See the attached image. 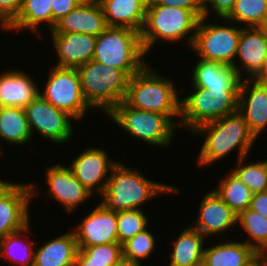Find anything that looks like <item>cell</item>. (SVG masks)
Instances as JSON below:
<instances>
[{
  "label": "cell",
  "mask_w": 267,
  "mask_h": 266,
  "mask_svg": "<svg viewBox=\"0 0 267 266\" xmlns=\"http://www.w3.org/2000/svg\"><path fill=\"white\" fill-rule=\"evenodd\" d=\"M191 133L204 137L196 158L197 164L203 167L224 160L233 151L238 152L237 160L247 157L254 143H257V138L238 111L200 125Z\"/></svg>",
  "instance_id": "6da1fadb"
},
{
  "label": "cell",
  "mask_w": 267,
  "mask_h": 266,
  "mask_svg": "<svg viewBox=\"0 0 267 266\" xmlns=\"http://www.w3.org/2000/svg\"><path fill=\"white\" fill-rule=\"evenodd\" d=\"M178 187L148 179L135 167L118 162L111 170L100 203L114 212L141 209L152 198L179 193Z\"/></svg>",
  "instance_id": "7a4b0ae2"
},
{
  "label": "cell",
  "mask_w": 267,
  "mask_h": 266,
  "mask_svg": "<svg viewBox=\"0 0 267 266\" xmlns=\"http://www.w3.org/2000/svg\"><path fill=\"white\" fill-rule=\"evenodd\" d=\"M149 65L150 63H147L139 72L130 77L124 102L138 110L164 114L179 129L182 97L179 93L180 89L175 87V80L170 79V76L167 78L157 70H152Z\"/></svg>",
  "instance_id": "3957f363"
},
{
  "label": "cell",
  "mask_w": 267,
  "mask_h": 266,
  "mask_svg": "<svg viewBox=\"0 0 267 266\" xmlns=\"http://www.w3.org/2000/svg\"><path fill=\"white\" fill-rule=\"evenodd\" d=\"M199 20L188 9L147 5L144 26L140 32L141 45L146 56L159 41L177 44L185 40L190 49Z\"/></svg>",
  "instance_id": "277c9868"
},
{
  "label": "cell",
  "mask_w": 267,
  "mask_h": 266,
  "mask_svg": "<svg viewBox=\"0 0 267 266\" xmlns=\"http://www.w3.org/2000/svg\"><path fill=\"white\" fill-rule=\"evenodd\" d=\"M83 96L92 109L107 115L124 101L130 77L121 69L91 60L77 68Z\"/></svg>",
  "instance_id": "5b68a950"
},
{
  "label": "cell",
  "mask_w": 267,
  "mask_h": 266,
  "mask_svg": "<svg viewBox=\"0 0 267 266\" xmlns=\"http://www.w3.org/2000/svg\"><path fill=\"white\" fill-rule=\"evenodd\" d=\"M146 57L138 31L108 26L96 37L92 60L121 69L131 77L147 64Z\"/></svg>",
  "instance_id": "8992f818"
},
{
  "label": "cell",
  "mask_w": 267,
  "mask_h": 266,
  "mask_svg": "<svg viewBox=\"0 0 267 266\" xmlns=\"http://www.w3.org/2000/svg\"><path fill=\"white\" fill-rule=\"evenodd\" d=\"M106 116L131 137L152 147H169L171 141L175 139L178 128L166 115L155 111L138 110L128 106L124 101Z\"/></svg>",
  "instance_id": "52a82bcc"
},
{
  "label": "cell",
  "mask_w": 267,
  "mask_h": 266,
  "mask_svg": "<svg viewBox=\"0 0 267 266\" xmlns=\"http://www.w3.org/2000/svg\"><path fill=\"white\" fill-rule=\"evenodd\" d=\"M212 18L215 21L205 16L200 18L191 49L201 59L234 65L241 27L224 18ZM218 20L221 24L215 23Z\"/></svg>",
  "instance_id": "ba28073f"
},
{
  "label": "cell",
  "mask_w": 267,
  "mask_h": 266,
  "mask_svg": "<svg viewBox=\"0 0 267 266\" xmlns=\"http://www.w3.org/2000/svg\"><path fill=\"white\" fill-rule=\"evenodd\" d=\"M192 92L180 100L179 128L190 132L200 125L218 120L238 111L239 91H224V94L209 96V92L199 87H191Z\"/></svg>",
  "instance_id": "9c48e42d"
},
{
  "label": "cell",
  "mask_w": 267,
  "mask_h": 266,
  "mask_svg": "<svg viewBox=\"0 0 267 266\" xmlns=\"http://www.w3.org/2000/svg\"><path fill=\"white\" fill-rule=\"evenodd\" d=\"M45 82L44 90L41 91L40 89L39 94L46 101L67 112L77 122L84 120L92 108L83 96L77 68L51 66Z\"/></svg>",
  "instance_id": "30bf717a"
},
{
  "label": "cell",
  "mask_w": 267,
  "mask_h": 266,
  "mask_svg": "<svg viewBox=\"0 0 267 266\" xmlns=\"http://www.w3.org/2000/svg\"><path fill=\"white\" fill-rule=\"evenodd\" d=\"M24 110L32 136L38 134L58 145H65L72 140L75 119L67 112L54 107L40 94Z\"/></svg>",
  "instance_id": "8fae6325"
},
{
  "label": "cell",
  "mask_w": 267,
  "mask_h": 266,
  "mask_svg": "<svg viewBox=\"0 0 267 266\" xmlns=\"http://www.w3.org/2000/svg\"><path fill=\"white\" fill-rule=\"evenodd\" d=\"M16 182L0 197V238L19 231L31 223V200L39 196V185Z\"/></svg>",
  "instance_id": "7c38bea8"
},
{
  "label": "cell",
  "mask_w": 267,
  "mask_h": 266,
  "mask_svg": "<svg viewBox=\"0 0 267 266\" xmlns=\"http://www.w3.org/2000/svg\"><path fill=\"white\" fill-rule=\"evenodd\" d=\"M88 146L75 156L69 168L76 179L93 195H101L106 187L112 168L119 162L111 160L103 147Z\"/></svg>",
  "instance_id": "4fadbf2b"
},
{
  "label": "cell",
  "mask_w": 267,
  "mask_h": 266,
  "mask_svg": "<svg viewBox=\"0 0 267 266\" xmlns=\"http://www.w3.org/2000/svg\"><path fill=\"white\" fill-rule=\"evenodd\" d=\"M47 191L46 196L61 204L68 214L75 212L93 194L87 190L65 164L56 163L44 170Z\"/></svg>",
  "instance_id": "5bb4252c"
},
{
  "label": "cell",
  "mask_w": 267,
  "mask_h": 266,
  "mask_svg": "<svg viewBox=\"0 0 267 266\" xmlns=\"http://www.w3.org/2000/svg\"><path fill=\"white\" fill-rule=\"evenodd\" d=\"M96 205L73 229L78 247L119 243L117 212L106 209L101 203Z\"/></svg>",
  "instance_id": "9a60e30c"
},
{
  "label": "cell",
  "mask_w": 267,
  "mask_h": 266,
  "mask_svg": "<svg viewBox=\"0 0 267 266\" xmlns=\"http://www.w3.org/2000/svg\"><path fill=\"white\" fill-rule=\"evenodd\" d=\"M235 59L233 66L241 80L256 79L260 75L267 60V37L259 27L241 25Z\"/></svg>",
  "instance_id": "2e32d148"
},
{
  "label": "cell",
  "mask_w": 267,
  "mask_h": 266,
  "mask_svg": "<svg viewBox=\"0 0 267 266\" xmlns=\"http://www.w3.org/2000/svg\"><path fill=\"white\" fill-rule=\"evenodd\" d=\"M199 205L198 217L190 226L206 238L219 237L236 227L238 215L212 189L202 196Z\"/></svg>",
  "instance_id": "e0dca14e"
},
{
  "label": "cell",
  "mask_w": 267,
  "mask_h": 266,
  "mask_svg": "<svg viewBox=\"0 0 267 266\" xmlns=\"http://www.w3.org/2000/svg\"><path fill=\"white\" fill-rule=\"evenodd\" d=\"M238 112L258 139L267 129V85L256 79H242L238 93Z\"/></svg>",
  "instance_id": "ac0fdd59"
},
{
  "label": "cell",
  "mask_w": 267,
  "mask_h": 266,
  "mask_svg": "<svg viewBox=\"0 0 267 266\" xmlns=\"http://www.w3.org/2000/svg\"><path fill=\"white\" fill-rule=\"evenodd\" d=\"M190 87H199L209 96L224 94V91H239L241 79L233 65L199 58L192 68Z\"/></svg>",
  "instance_id": "d6986e66"
},
{
  "label": "cell",
  "mask_w": 267,
  "mask_h": 266,
  "mask_svg": "<svg viewBox=\"0 0 267 266\" xmlns=\"http://www.w3.org/2000/svg\"><path fill=\"white\" fill-rule=\"evenodd\" d=\"M50 38L58 56L56 67L78 68L93 59L96 36L71 32L51 33Z\"/></svg>",
  "instance_id": "ffe728a7"
},
{
  "label": "cell",
  "mask_w": 267,
  "mask_h": 266,
  "mask_svg": "<svg viewBox=\"0 0 267 266\" xmlns=\"http://www.w3.org/2000/svg\"><path fill=\"white\" fill-rule=\"evenodd\" d=\"M102 7L98 0H83L79 5L62 17L49 33H84L100 35L106 28Z\"/></svg>",
  "instance_id": "44dd1931"
},
{
  "label": "cell",
  "mask_w": 267,
  "mask_h": 266,
  "mask_svg": "<svg viewBox=\"0 0 267 266\" xmlns=\"http://www.w3.org/2000/svg\"><path fill=\"white\" fill-rule=\"evenodd\" d=\"M18 68L1 71L0 74V107L25 108L40 91L39 84L33 76Z\"/></svg>",
  "instance_id": "7402d4cb"
},
{
  "label": "cell",
  "mask_w": 267,
  "mask_h": 266,
  "mask_svg": "<svg viewBox=\"0 0 267 266\" xmlns=\"http://www.w3.org/2000/svg\"><path fill=\"white\" fill-rule=\"evenodd\" d=\"M107 26L123 27L141 32L148 0H98Z\"/></svg>",
  "instance_id": "603a6c76"
},
{
  "label": "cell",
  "mask_w": 267,
  "mask_h": 266,
  "mask_svg": "<svg viewBox=\"0 0 267 266\" xmlns=\"http://www.w3.org/2000/svg\"><path fill=\"white\" fill-rule=\"evenodd\" d=\"M41 245L35 247L33 266H76L79 248L73 230Z\"/></svg>",
  "instance_id": "cb8c5ba5"
},
{
  "label": "cell",
  "mask_w": 267,
  "mask_h": 266,
  "mask_svg": "<svg viewBox=\"0 0 267 266\" xmlns=\"http://www.w3.org/2000/svg\"><path fill=\"white\" fill-rule=\"evenodd\" d=\"M176 238L171 242L169 266H202L207 238L188 225Z\"/></svg>",
  "instance_id": "d4e9b609"
},
{
  "label": "cell",
  "mask_w": 267,
  "mask_h": 266,
  "mask_svg": "<svg viewBox=\"0 0 267 266\" xmlns=\"http://www.w3.org/2000/svg\"><path fill=\"white\" fill-rule=\"evenodd\" d=\"M51 3L52 0H22L19 15L5 29V32L9 30V32L20 33V31L28 30L41 38V26L48 25V30H52Z\"/></svg>",
  "instance_id": "484cf974"
},
{
  "label": "cell",
  "mask_w": 267,
  "mask_h": 266,
  "mask_svg": "<svg viewBox=\"0 0 267 266\" xmlns=\"http://www.w3.org/2000/svg\"><path fill=\"white\" fill-rule=\"evenodd\" d=\"M256 255L244 241H220L204 248L202 266H246Z\"/></svg>",
  "instance_id": "4316f807"
},
{
  "label": "cell",
  "mask_w": 267,
  "mask_h": 266,
  "mask_svg": "<svg viewBox=\"0 0 267 266\" xmlns=\"http://www.w3.org/2000/svg\"><path fill=\"white\" fill-rule=\"evenodd\" d=\"M25 110L19 107H0V142L23 146L32 141ZM0 143V152L3 154Z\"/></svg>",
  "instance_id": "83f0119b"
},
{
  "label": "cell",
  "mask_w": 267,
  "mask_h": 266,
  "mask_svg": "<svg viewBox=\"0 0 267 266\" xmlns=\"http://www.w3.org/2000/svg\"><path fill=\"white\" fill-rule=\"evenodd\" d=\"M30 225L29 223L23 229L0 238V259L4 258L17 266H33L35 243L37 242L32 241L28 235L31 233ZM24 235H27L26 239H24Z\"/></svg>",
  "instance_id": "f1b7e54d"
},
{
  "label": "cell",
  "mask_w": 267,
  "mask_h": 266,
  "mask_svg": "<svg viewBox=\"0 0 267 266\" xmlns=\"http://www.w3.org/2000/svg\"><path fill=\"white\" fill-rule=\"evenodd\" d=\"M212 189L236 214L249 208L251 190L230 170Z\"/></svg>",
  "instance_id": "f546056e"
},
{
  "label": "cell",
  "mask_w": 267,
  "mask_h": 266,
  "mask_svg": "<svg viewBox=\"0 0 267 266\" xmlns=\"http://www.w3.org/2000/svg\"><path fill=\"white\" fill-rule=\"evenodd\" d=\"M237 225L247 234L244 242L257 254H267V218L246 209L237 217ZM246 231V232H245Z\"/></svg>",
  "instance_id": "4dcf8cb0"
},
{
  "label": "cell",
  "mask_w": 267,
  "mask_h": 266,
  "mask_svg": "<svg viewBox=\"0 0 267 266\" xmlns=\"http://www.w3.org/2000/svg\"><path fill=\"white\" fill-rule=\"evenodd\" d=\"M78 248L76 266H113L123 258L120 243Z\"/></svg>",
  "instance_id": "1f68e13d"
},
{
  "label": "cell",
  "mask_w": 267,
  "mask_h": 266,
  "mask_svg": "<svg viewBox=\"0 0 267 266\" xmlns=\"http://www.w3.org/2000/svg\"><path fill=\"white\" fill-rule=\"evenodd\" d=\"M267 16V0H236L227 21L244 25L245 28L260 27Z\"/></svg>",
  "instance_id": "d6a6232c"
},
{
  "label": "cell",
  "mask_w": 267,
  "mask_h": 266,
  "mask_svg": "<svg viewBox=\"0 0 267 266\" xmlns=\"http://www.w3.org/2000/svg\"><path fill=\"white\" fill-rule=\"evenodd\" d=\"M243 157L237 160L234 169L231 170L250 190L252 193L267 191V159L261 162H244Z\"/></svg>",
  "instance_id": "836d02e7"
},
{
  "label": "cell",
  "mask_w": 267,
  "mask_h": 266,
  "mask_svg": "<svg viewBox=\"0 0 267 266\" xmlns=\"http://www.w3.org/2000/svg\"><path fill=\"white\" fill-rule=\"evenodd\" d=\"M156 235L148 227L122 244L123 258L141 263L154 254L156 250ZM142 260V261H141Z\"/></svg>",
  "instance_id": "e575fe53"
},
{
  "label": "cell",
  "mask_w": 267,
  "mask_h": 266,
  "mask_svg": "<svg viewBox=\"0 0 267 266\" xmlns=\"http://www.w3.org/2000/svg\"><path fill=\"white\" fill-rule=\"evenodd\" d=\"M141 209L117 212L118 241L123 244L129 238L142 232L150 224L149 217Z\"/></svg>",
  "instance_id": "d590c367"
},
{
  "label": "cell",
  "mask_w": 267,
  "mask_h": 266,
  "mask_svg": "<svg viewBox=\"0 0 267 266\" xmlns=\"http://www.w3.org/2000/svg\"><path fill=\"white\" fill-rule=\"evenodd\" d=\"M22 0H0V28L6 29L19 15Z\"/></svg>",
  "instance_id": "8d00e7d4"
},
{
  "label": "cell",
  "mask_w": 267,
  "mask_h": 266,
  "mask_svg": "<svg viewBox=\"0 0 267 266\" xmlns=\"http://www.w3.org/2000/svg\"><path fill=\"white\" fill-rule=\"evenodd\" d=\"M203 16L210 17L214 12V18H225L233 9L236 0H202ZM217 14V16H216Z\"/></svg>",
  "instance_id": "74e56055"
},
{
  "label": "cell",
  "mask_w": 267,
  "mask_h": 266,
  "mask_svg": "<svg viewBox=\"0 0 267 266\" xmlns=\"http://www.w3.org/2000/svg\"><path fill=\"white\" fill-rule=\"evenodd\" d=\"M148 5L180 7L191 10L199 19L203 17L202 0H148Z\"/></svg>",
  "instance_id": "f35d334b"
},
{
  "label": "cell",
  "mask_w": 267,
  "mask_h": 266,
  "mask_svg": "<svg viewBox=\"0 0 267 266\" xmlns=\"http://www.w3.org/2000/svg\"><path fill=\"white\" fill-rule=\"evenodd\" d=\"M83 0H52V29L62 17L75 9Z\"/></svg>",
  "instance_id": "ab89813d"
},
{
  "label": "cell",
  "mask_w": 267,
  "mask_h": 266,
  "mask_svg": "<svg viewBox=\"0 0 267 266\" xmlns=\"http://www.w3.org/2000/svg\"><path fill=\"white\" fill-rule=\"evenodd\" d=\"M249 209L267 218V191L253 193Z\"/></svg>",
  "instance_id": "60d3db41"
},
{
  "label": "cell",
  "mask_w": 267,
  "mask_h": 266,
  "mask_svg": "<svg viewBox=\"0 0 267 266\" xmlns=\"http://www.w3.org/2000/svg\"><path fill=\"white\" fill-rule=\"evenodd\" d=\"M246 266H267V254H257Z\"/></svg>",
  "instance_id": "b9f144b4"
},
{
  "label": "cell",
  "mask_w": 267,
  "mask_h": 266,
  "mask_svg": "<svg viewBox=\"0 0 267 266\" xmlns=\"http://www.w3.org/2000/svg\"><path fill=\"white\" fill-rule=\"evenodd\" d=\"M0 179V197L5 194L16 182Z\"/></svg>",
  "instance_id": "7bdbcfd3"
},
{
  "label": "cell",
  "mask_w": 267,
  "mask_h": 266,
  "mask_svg": "<svg viewBox=\"0 0 267 266\" xmlns=\"http://www.w3.org/2000/svg\"><path fill=\"white\" fill-rule=\"evenodd\" d=\"M113 266H143V265L141 263L122 258L118 263L114 264Z\"/></svg>",
  "instance_id": "ee69618b"
},
{
  "label": "cell",
  "mask_w": 267,
  "mask_h": 266,
  "mask_svg": "<svg viewBox=\"0 0 267 266\" xmlns=\"http://www.w3.org/2000/svg\"><path fill=\"white\" fill-rule=\"evenodd\" d=\"M256 80L259 81L260 83L264 84V85H267V60H266L263 71L256 78Z\"/></svg>",
  "instance_id": "f6af8a7d"
},
{
  "label": "cell",
  "mask_w": 267,
  "mask_h": 266,
  "mask_svg": "<svg viewBox=\"0 0 267 266\" xmlns=\"http://www.w3.org/2000/svg\"><path fill=\"white\" fill-rule=\"evenodd\" d=\"M259 28L263 31L264 35L267 37V16L265 17L263 23Z\"/></svg>",
  "instance_id": "bcb514c9"
}]
</instances>
